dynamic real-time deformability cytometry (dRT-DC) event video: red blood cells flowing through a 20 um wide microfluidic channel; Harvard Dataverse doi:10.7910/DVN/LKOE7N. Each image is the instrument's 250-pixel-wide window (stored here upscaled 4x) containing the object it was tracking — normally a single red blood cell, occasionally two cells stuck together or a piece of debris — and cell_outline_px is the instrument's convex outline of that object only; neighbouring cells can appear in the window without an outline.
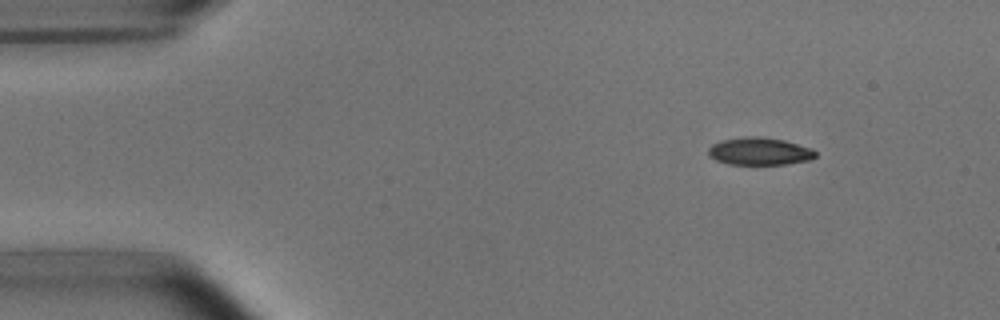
{"species": "common noctule bat (a hibernating species)", "species_latin": "Nyctalus noctula", "temperature_condition": "room temperature", "stored_images_in_passage": 47, "camera_frame_rate_fps": 3000, "um_per_image_px": 0.085, "animal": {"sex": "male", "body_mass_g": 15.6}, "frame": {"image": 1, "passage_image": 1, "time_ms": 0.0, "image_size_px": [1000, 320], "cell_outline_px": [[816, 156], [808, 160], [788, 164], [728, 164], [716, 160], [708, 156], [708, 148], [712, 144], [720, 140], [744, 136], [760, 136], [784, 140], [812, 148], [816, 152]], "centroid_in_image_um": [64.53, 12.85], "position_along_channel_um": 20.5, "area_um2": 17.34}}
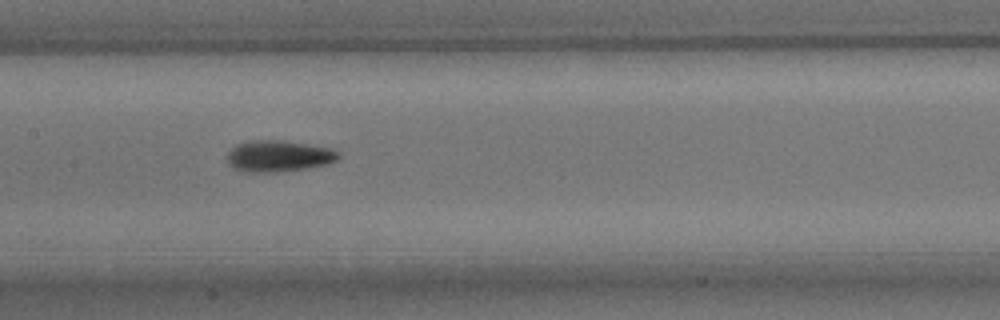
{"frame": {"image": 2, "passage_image": 20, "time_ms": 6.333, "image_size_px": [1000, 320], "cell_outline_px": [[340, 156], [336, 160], [328, 164], [308, 168], [276, 172], [252, 172], [232, 168], [228, 164], [228, 152], [236, 144], [252, 140], [284, 140], [332, 148], [340, 152]], "centroid_in_image_um": [23.71, 13.26], "position_along_channel_um": 183.7, "area_um2": 20.46}}
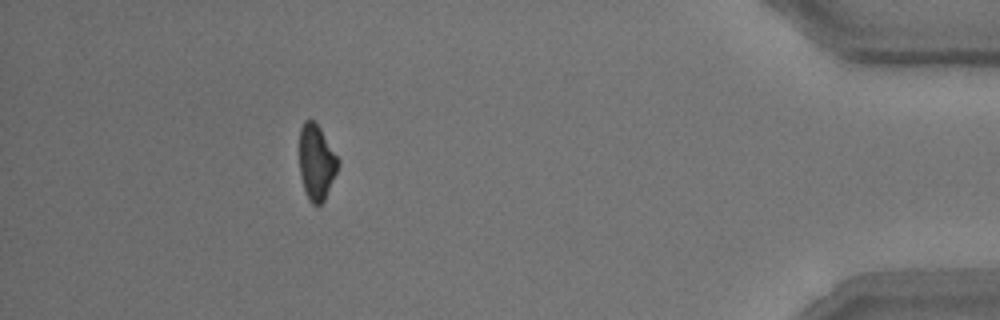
{"frame": {"image": 3, "passage_image": 42, "time_ms": 13.667, "image_size_px": [1000, 320], "cell_outline_px": [[340, 164], [324, 200], [320, 204], [312, 204], [308, 200], [300, 176], [300, 128], [304, 120], [312, 120], [320, 128], [340, 160]], "centroid_in_image_um": [26.9, 13.79], "position_along_channel_um": 408.3, "area_um2": 16.88}, "authors_computed_cell_mechanics": {"area_um2": 18.3804, "velocity_mm_per_s": 3.8088, "shape_relaxation_time_tau1_ms": 3.1526, "shape_relaxation_time_tau2_ms": 4.57, "deformation_change_tau1": 0.1334, "deformation_change_tau2": 0.122}}